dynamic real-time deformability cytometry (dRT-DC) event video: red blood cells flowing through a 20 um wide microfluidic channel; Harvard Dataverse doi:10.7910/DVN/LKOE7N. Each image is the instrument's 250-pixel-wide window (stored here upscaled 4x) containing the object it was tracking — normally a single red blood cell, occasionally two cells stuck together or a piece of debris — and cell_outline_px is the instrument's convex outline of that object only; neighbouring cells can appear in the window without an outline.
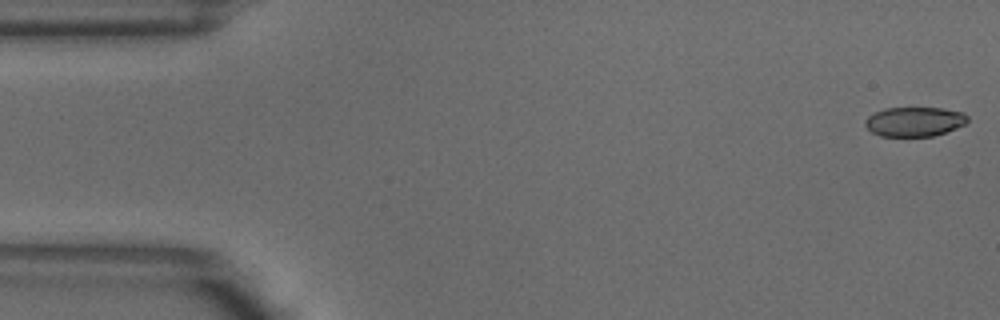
{"species": "common noctule bat (a hibernating species)", "species_latin": "Nyctalus noctula", "temperature_condition": "warm", "stored_images_in_passage": 7, "camera_frame_rate_fps": 3000, "um_per_image_px": 0.085, "animal": {"sex": "male", "body_mass_g": 18.8}, "frame": {"image": 1, "passage_image": 1, "time_ms": 0.0, "image_size_px": [1000, 320], "cell_outline_px": [[968, 120], [964, 124], [956, 128], [932, 136], [880, 136], [872, 132], [864, 124], [864, 120], [868, 116], [884, 108], [940, 108], [964, 112], [968, 116]], "centroid_in_image_um": [77.72, 10.33], "position_along_channel_um": 7.3, "area_um2": 17.51}}
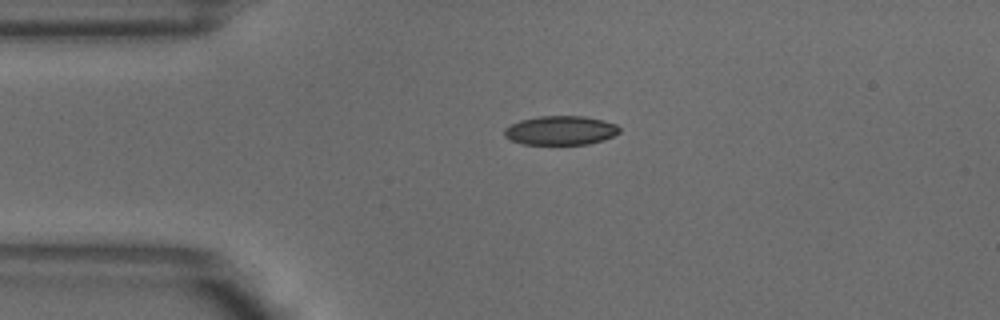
{"frame": {"image": 2, "passage_image": 4, "time_ms": 1.0, "image_size_px": [1000, 320], "cell_outline_px": [[620, 132], [604, 140], [588, 144], [524, 144], [512, 140], [504, 136], [504, 128], [520, 120], [540, 116], [584, 116], [604, 120], [616, 124], [620, 128]], "centroid_in_image_um": [47.67, 11.08], "position_along_channel_um": 37.3, "area_um2": 19.48}}